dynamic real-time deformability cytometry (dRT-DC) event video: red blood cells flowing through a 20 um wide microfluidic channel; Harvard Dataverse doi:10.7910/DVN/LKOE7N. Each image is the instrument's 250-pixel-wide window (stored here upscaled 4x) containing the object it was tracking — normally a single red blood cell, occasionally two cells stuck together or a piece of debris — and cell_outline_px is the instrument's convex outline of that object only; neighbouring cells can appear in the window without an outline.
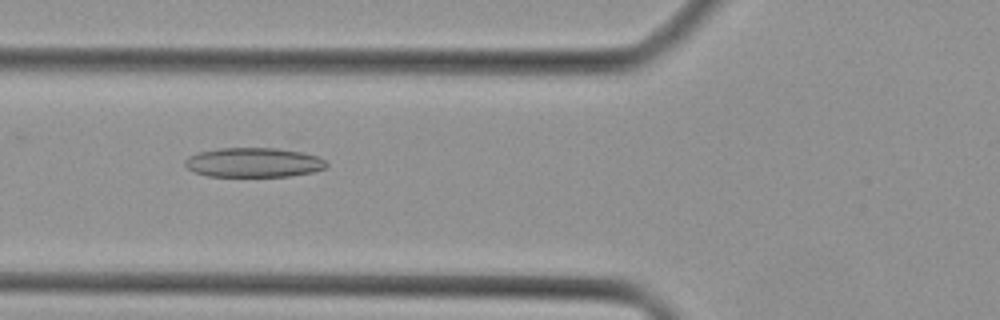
{"species": "Egyptian fruit bat (a non-hibernating species)", "species_latin": "Rousettus aegyptiacus", "temperature_condition": "cold", "stored_images_in_passage": 30, "camera_frame_rate_fps": 3000, "um_per_image_px": 0.085, "animal": {"sex": "female"}, "frame": {"image": 1, "passage_image": 7, "time_ms": 2.0, "image_size_px": [1000, 320], "cell_outline_px": [[328, 164], [324, 168], [312, 172], [288, 176], [208, 176], [196, 172], [188, 168], [184, 164], [184, 160], [188, 156], [200, 152], [216, 148], [276, 148], [304, 152], [316, 156], [324, 160]], "centroid_in_image_um": [21.54, 13.8], "position_along_channel_um": 104.3, "area_um2": 24.22}}
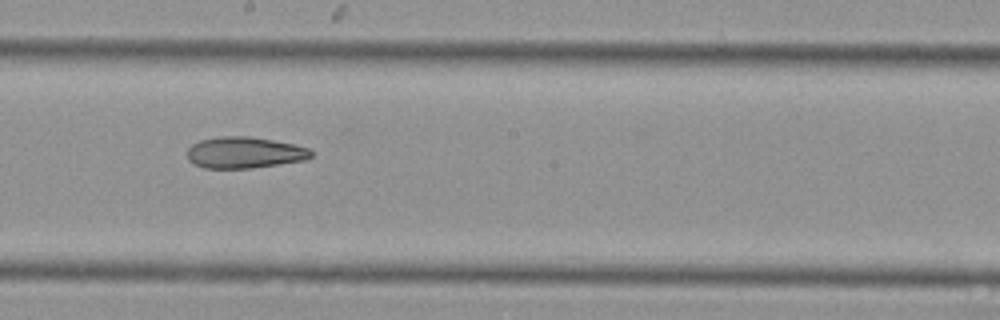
{"frame": {"image": 2, "passage_image": 15, "time_ms": 4.667, "image_size_px": [1000, 320], "cell_outline_px": [[312, 156], [304, 160], [252, 168], [204, 168], [192, 164], [188, 160], [188, 148], [192, 144], [200, 140], [220, 136], [248, 136], [296, 144], [308, 148], [312, 152]], "centroid_in_image_um": [20.76, 12.97], "position_along_channel_um": 227.4, "area_um2": 22.66}}
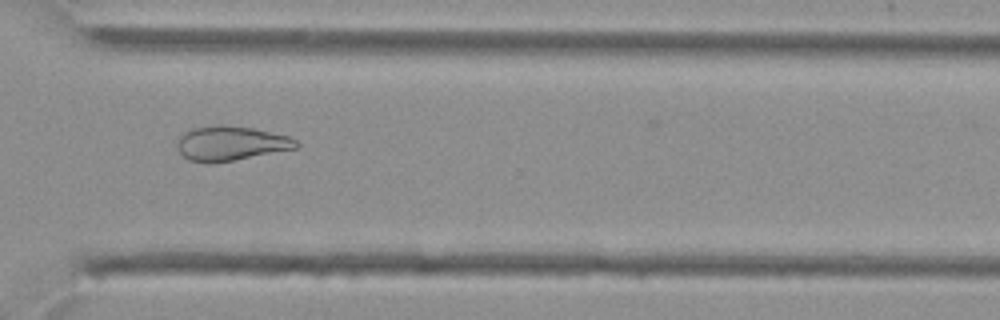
{"frame": {"image": 3, "passage_image": 23, "time_ms": 7.333, "image_size_px": [1000, 320], "cell_outline_px": [[300, 144], [296, 148], [232, 160], [188, 160], [176, 148], [176, 144], [180, 136], [184, 132], [192, 128], [220, 124], [252, 128], [288, 136], [296, 140]], "centroid_in_image_um": [19.61, 12.14], "position_along_channel_um": 351.0, "area_um2": 23.18}}